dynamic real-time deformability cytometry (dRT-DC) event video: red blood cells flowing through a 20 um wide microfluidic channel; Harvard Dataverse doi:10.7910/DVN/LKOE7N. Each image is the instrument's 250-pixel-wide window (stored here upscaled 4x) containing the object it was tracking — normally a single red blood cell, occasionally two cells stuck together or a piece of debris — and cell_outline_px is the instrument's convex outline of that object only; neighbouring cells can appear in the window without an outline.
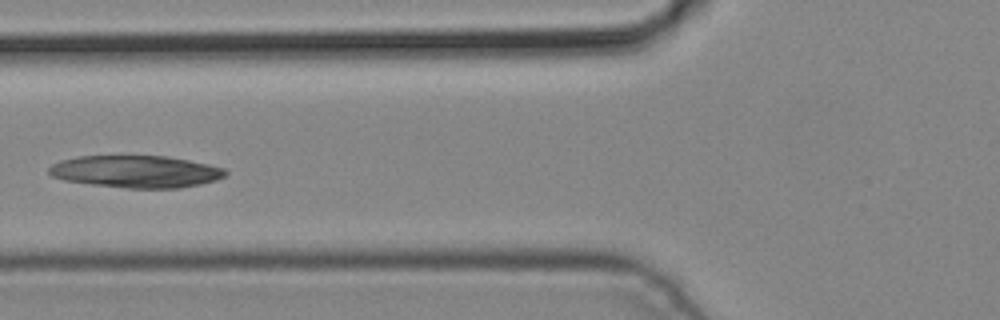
{"species": "common noctule bat (a hibernating species)", "species_latin": "Nyctalus noctula", "temperature_condition": "cold", "stored_images_in_passage": 6, "camera_frame_rate_fps": 3000, "um_per_image_px": 0.085, "animal": {"sex": "male", "body_mass_g": 19.2, "forearm_length_mm": 51.8}, "frame": {"image": 1, "passage_image": 5, "time_ms": 1.333, "image_size_px": [1000, 320], "cell_outline_px": [[228, 172], [224, 176], [216, 180], [200, 184], [180, 188], [128, 188], [92, 184], [64, 180], [52, 176], [48, 172], [48, 168], [52, 164], [60, 160], [76, 156], [168, 156], [208, 164], [224, 168]], "centroid_in_image_um": [11.55, 14.58], "position_along_channel_um": 114.3, "area_um2": 33.06}}